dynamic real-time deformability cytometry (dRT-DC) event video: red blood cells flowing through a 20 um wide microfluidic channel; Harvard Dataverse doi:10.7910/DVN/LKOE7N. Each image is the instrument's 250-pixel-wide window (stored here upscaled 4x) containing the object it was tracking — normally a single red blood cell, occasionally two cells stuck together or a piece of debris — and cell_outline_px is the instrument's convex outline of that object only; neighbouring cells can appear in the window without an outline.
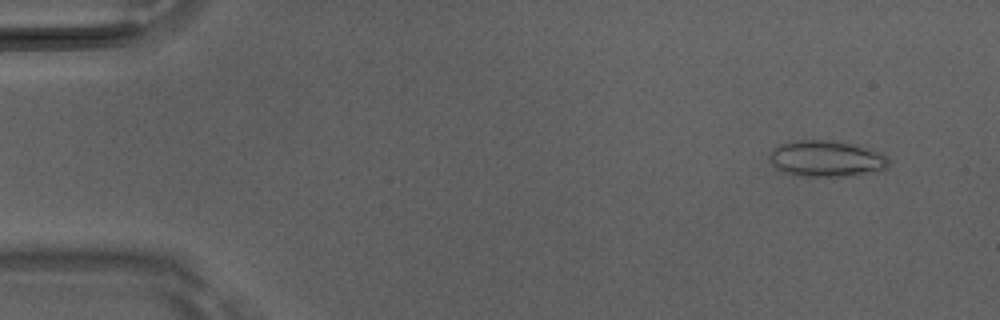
{"species": "Egyptian fruit bat (a non-hibernating species)", "species_latin": "Rousettus aegyptiacus", "temperature_condition": "room temperature", "stored_images_in_passage": 50, "camera_frame_rate_fps": 3000, "um_per_image_px": 0.085, "animal": {"sex": "male"}, "frame": {"image": 1, "passage_image": 4, "time_ms": 1.0, "image_size_px": [1000, 320], "cell_outline_px": [[888, 164], [884, 168], [860, 176], [796, 176], [780, 172], [772, 164], [768, 156], [772, 148], [780, 144], [804, 140], [828, 140], [848, 144], [880, 152], [888, 156]], "centroid_in_image_um": [70.18, 13.51], "position_along_channel_um": 14.8, "area_um2": 25.09}}
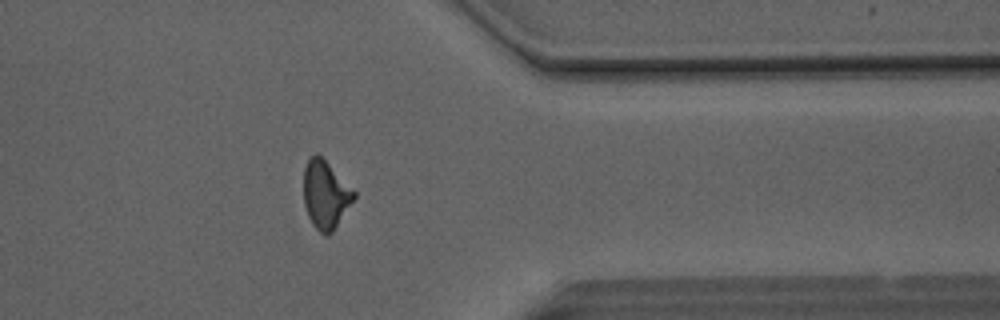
{"frame": {"image": 2, "passage_image": 40, "time_ms": 13.0, "image_size_px": [1000, 320], "cell_outline_px": [[356, 196], [332, 232], [328, 236], [324, 236], [312, 224], [308, 216], [304, 204], [304, 168], [308, 160], [316, 152], [356, 192]], "centroid_in_image_um": [27.65, 16.57], "position_along_channel_um": 383.7, "area_um2": 19.59}}
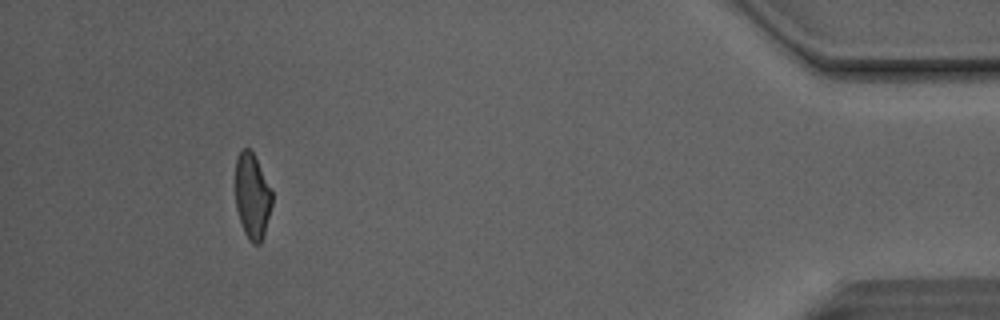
{"frame": {"image": 3, "passage_image": 46, "time_ms": 15.0, "image_size_px": [1000, 320], "cell_outline_px": [[272, 204], [264, 232], [260, 244], [252, 244], [248, 240], [244, 232], [236, 208], [236, 156], [240, 148], [248, 148], [252, 152], [272, 188]], "centroid_in_image_um": [21.44, 16.65], "position_along_channel_um": 413.8, "area_um2": 18.26}, "authors_computed_cell_mechanics": {"area_um2": 20.3456, "velocity_mm_per_s": 4.1462, "shape_relaxation_time_tau1_ms": null, "shape_relaxation_time_tau2_ms": 1.9051, "deformation_change_tau1": null, "deformation_change_tau2": 0.0886}}